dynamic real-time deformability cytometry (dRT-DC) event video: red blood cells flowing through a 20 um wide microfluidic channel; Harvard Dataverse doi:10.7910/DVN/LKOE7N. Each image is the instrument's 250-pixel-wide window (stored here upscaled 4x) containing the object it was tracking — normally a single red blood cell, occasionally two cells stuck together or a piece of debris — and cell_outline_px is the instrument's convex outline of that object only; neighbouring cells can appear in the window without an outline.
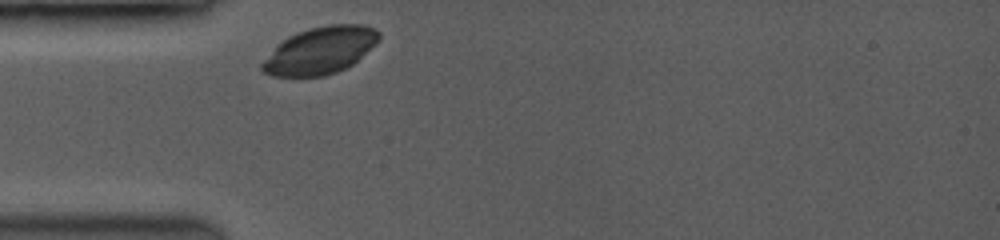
{"species": "common noctule bat (a hibernating species)", "species_latin": "Nyctalus noctula", "temperature_condition": "room temperature", "stored_images_in_passage": 45, "camera_frame_rate_fps": 3500, "um_per_image_px": 0.085, "animal": {"sex": "female", "body_mass_g": 19.0, "forearm_length_mm": 53.3}, "frame": {"image": 1, "passage_image": 1, "time_ms": 0.0, "image_size_px": [1000, 240], "cell_outline_px": [[380, 40], [376, 44], [352, 64], [336, 72], [324, 76], [272, 76], [264, 72], [260, 68], [260, 64], [276, 44], [288, 36], [296, 32], [308, 28], [328, 24], [360, 24], [376, 28], [380, 32]], "centroid_in_image_um": [27.2, 4.27], "position_along_channel_um": 57.8, "area_um2": 32.25}}